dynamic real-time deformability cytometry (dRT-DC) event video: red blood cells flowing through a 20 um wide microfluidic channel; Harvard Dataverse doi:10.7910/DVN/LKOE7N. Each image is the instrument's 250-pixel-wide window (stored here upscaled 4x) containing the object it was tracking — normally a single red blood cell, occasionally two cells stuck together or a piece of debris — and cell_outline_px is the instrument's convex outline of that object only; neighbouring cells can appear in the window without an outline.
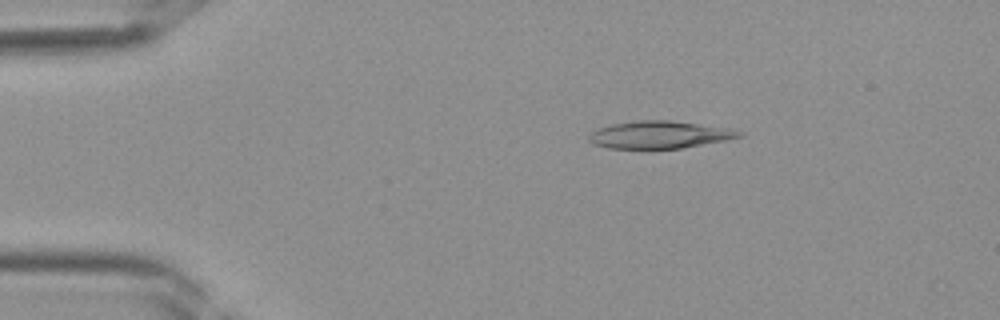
{"species": "Egyptian fruit bat (a non-hibernating species)", "species_latin": "Rousettus aegyptiacus", "temperature_condition": "room temperature", "stored_images_in_passage": 38, "camera_frame_rate_fps": 3000, "um_per_image_px": 0.085, "frame": {"image": 1, "passage_image": 7, "time_ms": 2.0, "image_size_px": [1000, 320], "cell_outline_px": [[744, 136], [724, 140], [680, 148], [608, 148], [596, 144], [588, 140], [588, 136], [596, 128], [612, 124], [636, 120], [668, 120], [728, 128], [744, 132]], "centroid_in_image_um": [56.04, 11.44], "position_along_channel_um": 29.0, "area_um2": 23.7}}
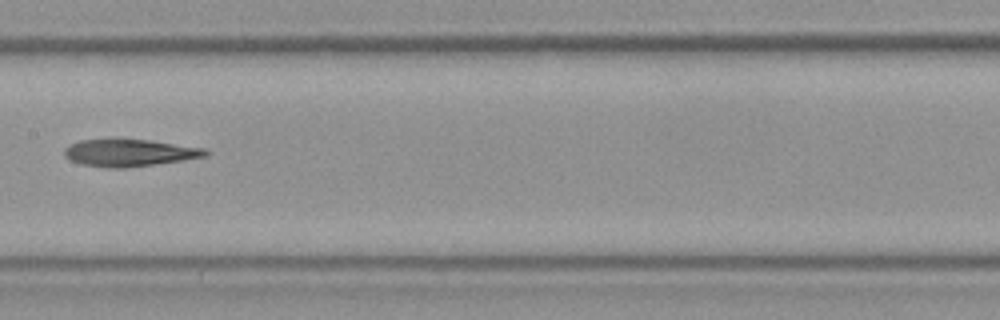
{"frame": {"image": 2, "passage_image": 20, "time_ms": 6.333, "image_size_px": [1000, 320], "cell_outline_px": [[212, 152], [208, 156], [184, 160], [124, 168], [108, 168], [80, 164], [68, 160], [64, 156], [64, 148], [80, 140], [148, 140], [204, 148]], "centroid_in_image_um": [11.01, 13.0], "position_along_channel_um": 196.4, "area_um2": 22.2}}
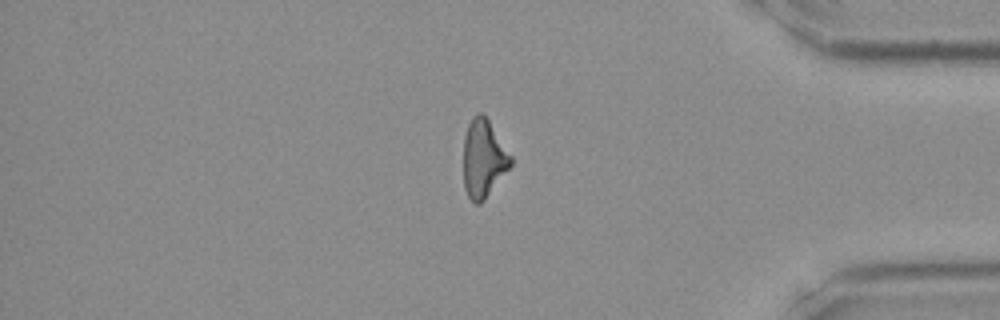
{"frame": {"image": 3, "passage_image": 33, "time_ms": 10.667, "image_size_px": [1000, 320], "cell_outline_px": [[512, 164], [484, 200], [480, 204], [476, 204], [468, 196], [464, 188], [464, 136], [468, 124], [472, 116], [476, 112], [480, 112], [488, 120], [512, 156]], "centroid_in_image_um": [41.09, 13.47], "position_along_channel_um": 394.1, "area_um2": 21.27}}